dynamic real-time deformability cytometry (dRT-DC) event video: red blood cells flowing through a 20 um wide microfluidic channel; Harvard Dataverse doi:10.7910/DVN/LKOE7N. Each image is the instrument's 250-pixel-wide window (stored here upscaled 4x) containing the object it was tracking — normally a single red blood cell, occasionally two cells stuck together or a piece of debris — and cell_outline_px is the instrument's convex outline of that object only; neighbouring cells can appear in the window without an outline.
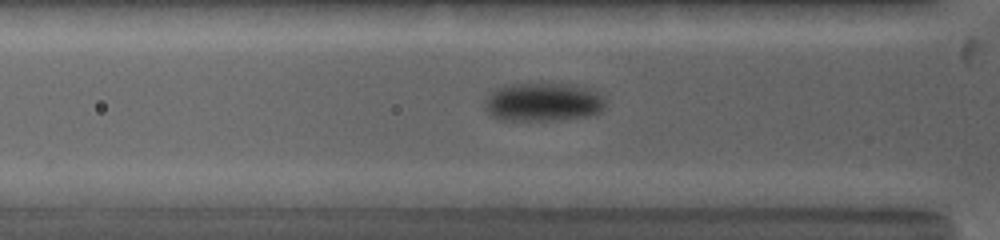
{"species": "common noctule bat (a hibernating species)", "species_latin": "Nyctalus noctula", "temperature_condition": "warm", "stored_images_in_passage": 12, "camera_frame_rate_fps": 5000, "um_per_image_px": 0.085, "animal": {"sex": "female", "body_mass_g": 19.0, "forearm_length_mm": 53.3}, "frame": {"image": 1, "passage_image": 10, "time_ms": 3.4, "image_size_px": [1000, 240], "cell_outline_px": [[608, 100], [604, 108], [600, 112], [588, 116], [560, 120], [500, 120], [492, 116], [484, 108], [484, 100], [488, 92], [504, 84], [540, 80], [544, 80], [576, 84], [588, 88], [604, 96]], "centroid_in_image_um": [46.15, 8.61], "position_along_channel_um": 79.7, "area_um2": 28.78}}